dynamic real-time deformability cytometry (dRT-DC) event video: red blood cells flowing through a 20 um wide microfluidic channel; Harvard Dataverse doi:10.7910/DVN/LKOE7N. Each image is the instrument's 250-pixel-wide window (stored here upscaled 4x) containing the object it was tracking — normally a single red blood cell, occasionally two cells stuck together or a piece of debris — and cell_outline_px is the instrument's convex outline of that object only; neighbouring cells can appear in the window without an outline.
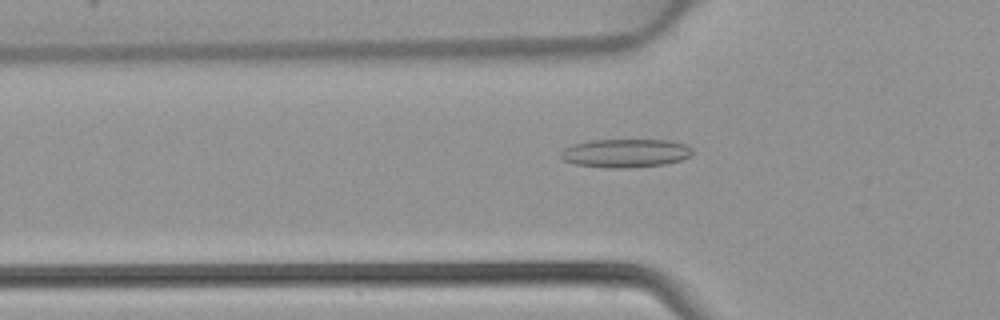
{"species": "common noctule bat (a hibernating species)", "species_latin": "Nyctalus noctula", "temperature_condition": "warm", "stored_images_in_passage": 47, "camera_frame_rate_fps": 3000, "um_per_image_px": 0.085, "animal": {"sex": "female", "body_mass_g": 22.7, "forearm_length_mm": 54.2}, "frame": {"image": 1, "passage_image": 16, "time_ms": 5.0, "image_size_px": [1000, 320], "cell_outline_px": [[692, 156], [680, 160], [664, 164], [628, 168], [604, 168], [576, 164], [564, 160], [560, 156], [560, 152], [564, 148], [572, 144], [592, 140], [668, 140], [684, 144], [692, 148]], "centroid_in_image_um": [53.15, 13.02], "position_along_channel_um": 72.6, "area_um2": 21.91}}
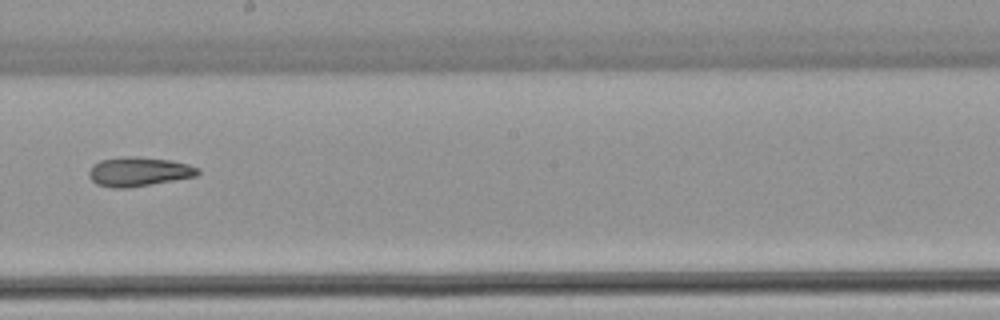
{"frame": {"image": 2, "passage_image": 27, "time_ms": 8.667, "image_size_px": [1000, 320], "cell_outline_px": [[200, 172], [196, 176], [128, 188], [112, 188], [96, 184], [88, 176], [88, 172], [100, 160], [124, 156], [140, 156], [168, 160], [188, 164], [200, 168]], "centroid_in_image_um": [11.79, 14.59], "position_along_channel_um": 236.4, "area_um2": 18.5}}
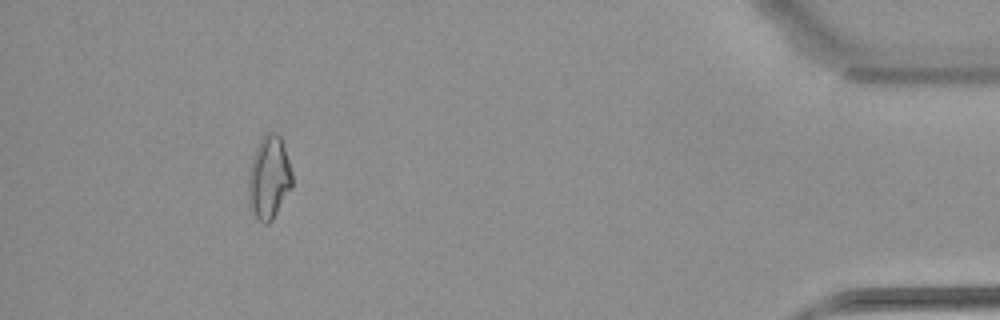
{"frame": {"image": 3, "passage_image": 43, "time_ms": 14.0, "image_size_px": [1000, 320], "cell_outline_px": [[292, 188], [272, 220], [268, 224], [264, 224], [256, 220], [248, 208], [248, 172], [252, 156], [260, 136], [268, 132], [276, 132], [280, 136], [292, 172]], "centroid_in_image_um": [22.82, 15.13], "position_along_channel_um": 412.4, "area_um2": 21.79}}